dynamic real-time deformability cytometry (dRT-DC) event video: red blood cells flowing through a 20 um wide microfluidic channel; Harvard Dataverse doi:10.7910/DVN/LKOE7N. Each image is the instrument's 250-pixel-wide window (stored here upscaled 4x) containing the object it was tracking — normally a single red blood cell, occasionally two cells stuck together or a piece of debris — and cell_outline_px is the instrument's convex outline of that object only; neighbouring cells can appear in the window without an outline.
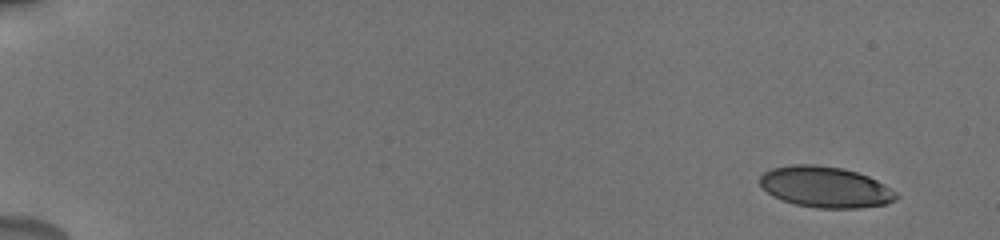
{"species": "human", "species_latin": "Homo sapiens", "temperature_condition": "cold", "stored_images_in_passage": 16, "camera_frame_rate_fps": 3000, "um_per_image_px": 0.085, "donor": {"sex": "male"}, "frame": {"image": 1, "passage_image": 1, "time_ms": 0.0, "image_size_px": [1000, 240], "cell_outline_px": [[900, 196], [896, 200], [888, 204], [860, 208], [816, 208], [796, 204], [772, 196], [760, 184], [760, 176], [764, 172], [772, 168], [792, 164], [816, 164], [844, 168], [868, 176], [884, 184], [896, 192]], "centroid_in_image_um": [70.18, 15.89], "position_along_channel_um": 14.8, "area_um2": 32.71}}
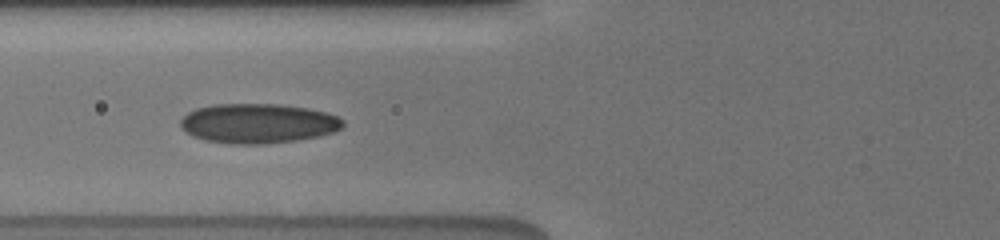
{"frame": {"image": 2, "passage_image": 10, "time_ms": 6.667, "image_size_px": [1000, 240], "cell_outline_px": [[344, 124], [340, 128], [332, 132], [320, 136], [296, 140], [268, 144], [232, 144], [204, 140], [192, 136], [184, 132], [180, 124], [180, 120], [188, 112], [196, 108], [212, 104], [280, 104], [308, 108], [328, 112], [344, 120]], "centroid_in_image_um": [21.91, 10.49], "position_along_channel_um": 103.9, "area_um2": 37.86}}
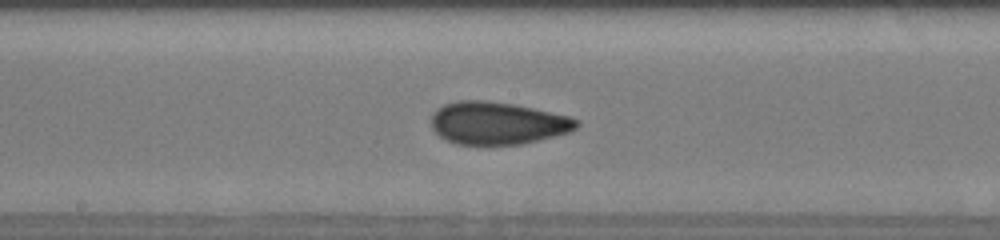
{"frame": {"image": 3, "passage_image": 15, "time_ms": 9.333, "image_size_px": [1000, 240], "cell_outline_px": [[580, 124], [576, 128], [568, 132], [520, 144], [456, 144], [440, 136], [432, 128], [432, 112], [436, 108], [444, 104], [456, 100], [484, 100], [512, 104], [532, 108], [568, 116], [580, 120]], "centroid_in_image_um": [42.25, 10.45], "position_along_channel_um": 206.0, "area_um2": 35.72}}